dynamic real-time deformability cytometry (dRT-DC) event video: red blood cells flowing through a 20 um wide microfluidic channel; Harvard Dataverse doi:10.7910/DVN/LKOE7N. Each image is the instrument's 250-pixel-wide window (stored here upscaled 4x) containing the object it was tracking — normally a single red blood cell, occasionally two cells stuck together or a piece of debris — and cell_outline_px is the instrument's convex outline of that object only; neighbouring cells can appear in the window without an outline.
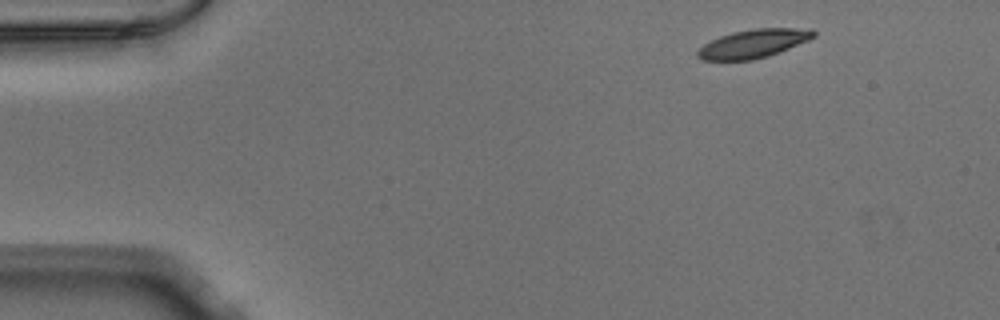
{"species": "Egyptian fruit bat (a non-hibernating species)", "species_latin": "Rousettus aegyptiacus", "temperature_condition": "warm", "stored_images_in_passage": 47, "camera_frame_rate_fps": 3000, "um_per_image_px": 0.085, "animal": {"sex": "male"}, "frame": {"image": 1, "passage_image": 1, "time_ms": 0.0, "image_size_px": [1000, 320], "cell_outline_px": [[816, 36], [808, 40], [768, 56], [752, 60], [700, 60], [696, 56], [696, 52], [704, 44], [720, 36], [732, 32], [752, 28], [812, 28], [816, 32]], "centroid_in_image_um": [64.04, 3.7], "position_along_channel_um": 21.0, "area_um2": 19.31}}
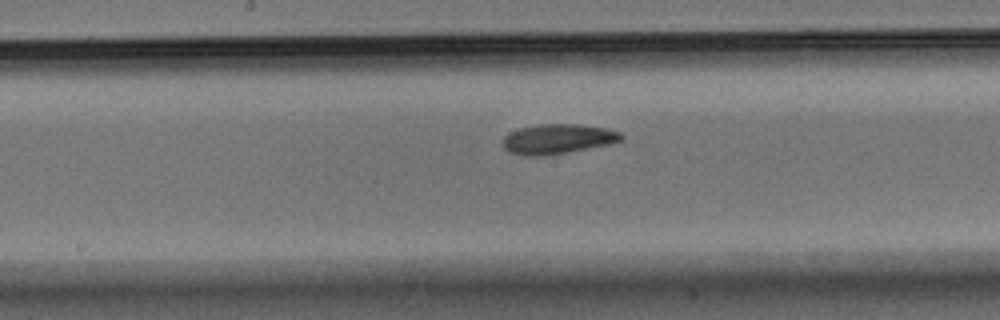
{"frame": {"image": 2, "passage_image": 22, "time_ms": 7.0, "image_size_px": [1000, 320], "cell_outline_px": [[624, 140], [612, 144], [568, 152], [544, 156], [524, 156], [508, 152], [504, 148], [504, 136], [520, 128], [540, 124], [580, 124], [604, 128], [620, 132], [624, 136]], "centroid_in_image_um": [47.45, 11.82], "position_along_channel_um": 200.8, "area_um2": 20.69}}
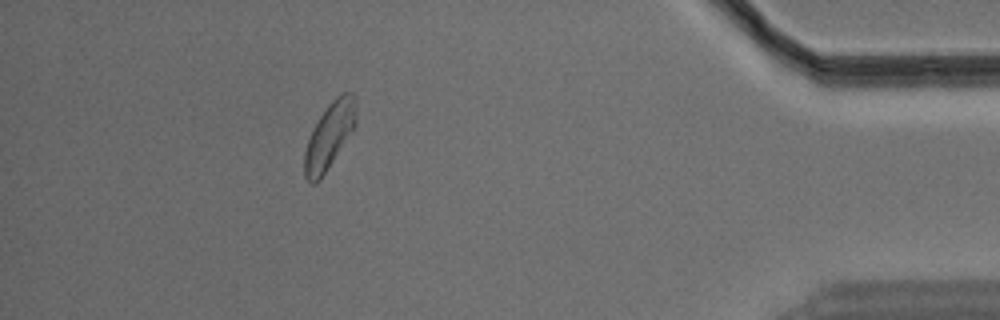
{"frame": {"image": 3, "passage_image": 42, "time_ms": 13.667, "image_size_px": [1000, 320], "cell_outline_px": [[356, 124], [352, 132], [320, 180], [316, 184], [312, 184], [304, 176], [304, 152], [312, 128], [328, 104], [336, 96], [344, 92], [352, 92], [356, 96]], "centroid_in_image_um": [28.0, 11.52], "position_along_channel_um": 407.2, "area_um2": 20.0}}